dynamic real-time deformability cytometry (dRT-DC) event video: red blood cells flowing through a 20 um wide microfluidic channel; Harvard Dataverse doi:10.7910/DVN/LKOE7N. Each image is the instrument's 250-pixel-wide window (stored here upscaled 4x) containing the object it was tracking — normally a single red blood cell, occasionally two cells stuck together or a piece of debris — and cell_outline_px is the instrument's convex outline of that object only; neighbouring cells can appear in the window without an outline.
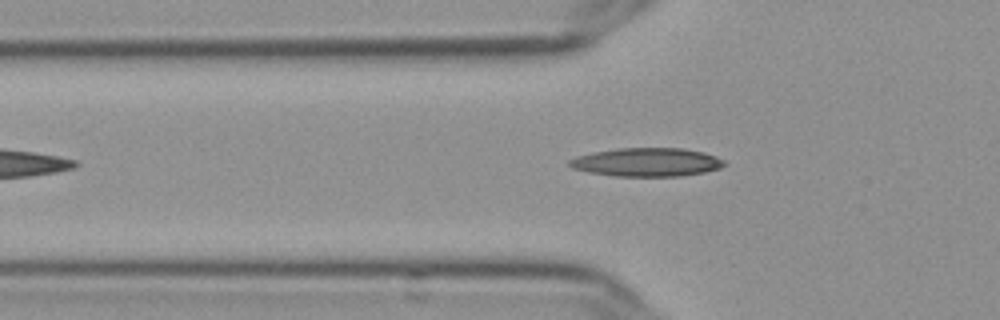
{"species": "Egyptian fruit bat (a non-hibernating species)", "species_latin": "Rousettus aegyptiacus", "temperature_condition": "cold", "stored_images_in_passage": 37, "camera_frame_rate_fps": 3000, "um_per_image_px": 0.085, "frame": {"image": 1, "passage_image": 6, "time_ms": 1.667, "image_size_px": [1000, 320], "cell_outline_px": [[728, 164], [720, 168], [704, 172], [680, 176], [616, 176], [588, 172], [572, 168], [568, 164], [568, 160], [576, 156], [592, 152], [616, 148], [684, 148], [704, 152], [716, 156], [724, 160]], "centroid_in_image_um": [54.98, 13.78], "position_along_channel_um": 70.8, "area_um2": 25.95}}
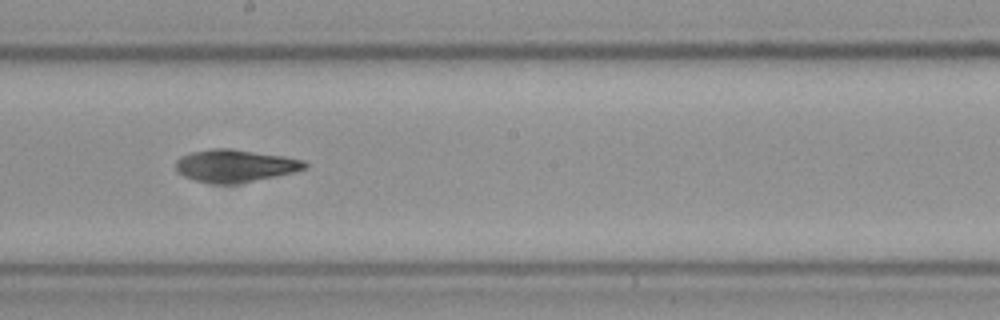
{"frame": {"image": 2, "passage_image": 19, "time_ms": 6.0, "image_size_px": [1000, 320], "cell_outline_px": [[308, 168], [292, 172], [232, 184], [216, 184], [196, 180], [184, 176], [176, 172], [176, 160], [180, 156], [188, 152], [208, 148], [232, 148], [284, 156], [304, 160], [308, 164]], "centroid_in_image_um": [19.93, 14.06], "position_along_channel_um": 228.3, "area_um2": 24.45}}
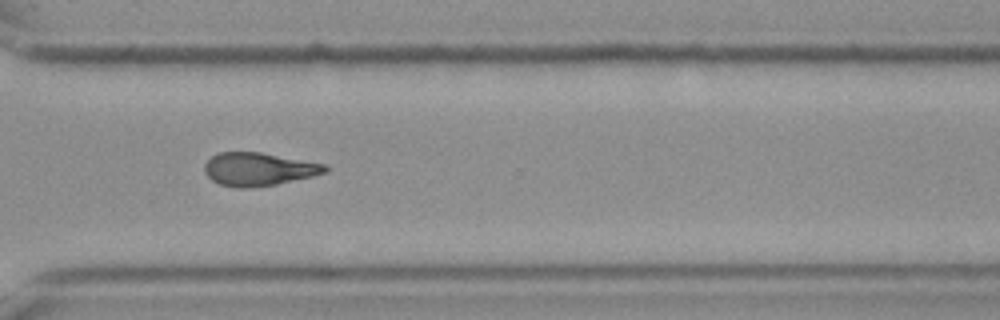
{"frame": {"image": 3, "passage_image": 29, "time_ms": 9.333, "image_size_px": [1000, 320], "cell_outline_px": [[328, 168], [324, 172], [312, 176], [276, 184], [248, 188], [240, 188], [220, 184], [212, 180], [204, 172], [204, 164], [216, 152], [260, 152], [328, 164]], "centroid_in_image_um": [21.97, 14.37], "position_along_channel_um": 348.6, "area_um2": 23.24}, "authors_computed_cell_mechanics": {"area_um2": 23.5246, "velocity_mm_per_s": 3.6155, "shape_relaxation_time_tau1_ms": 5.7083, "shape_relaxation_time_tau2_ms": null, "deformation_change_tau1": 0.1439, "deformation_change_tau2": null}}